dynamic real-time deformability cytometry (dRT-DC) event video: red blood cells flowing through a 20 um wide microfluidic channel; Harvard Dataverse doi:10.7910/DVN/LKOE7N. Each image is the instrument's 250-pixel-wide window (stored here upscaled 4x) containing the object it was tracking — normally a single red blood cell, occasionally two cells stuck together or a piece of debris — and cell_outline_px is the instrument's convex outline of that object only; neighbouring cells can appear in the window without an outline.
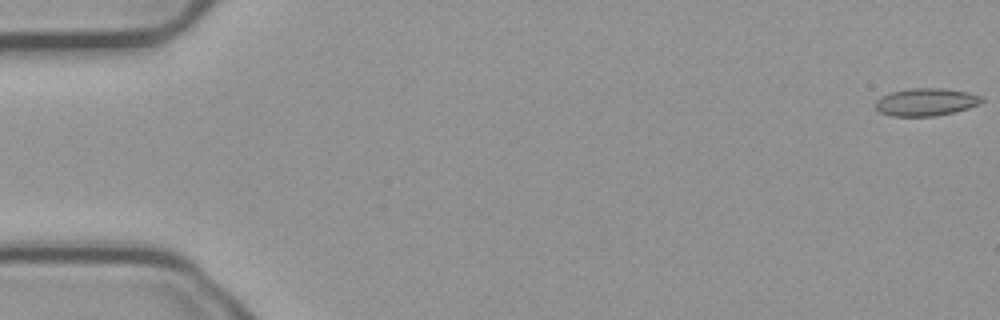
{"species": "common noctule bat (a hibernating species)", "species_latin": "Nyctalus noctula", "temperature_condition": "cold", "stored_images_in_passage": 20, "camera_frame_rate_fps": 3000, "um_per_image_px": 0.085, "animal": {"sex": "male", "body_mass_g": 23.1, "forearm_length_mm": 52.7}, "frame": {"image": 1, "passage_image": 1, "time_ms": 0.0, "image_size_px": [1000, 320], "cell_outline_px": [[984, 100], [980, 104], [956, 112], [936, 116], [892, 116], [880, 112], [872, 104], [880, 96], [892, 92], [912, 88], [944, 88], [968, 92], [984, 96]], "centroid_in_image_um": [78.72, 8.67], "position_along_channel_um": 6.3, "area_um2": 17.4}}
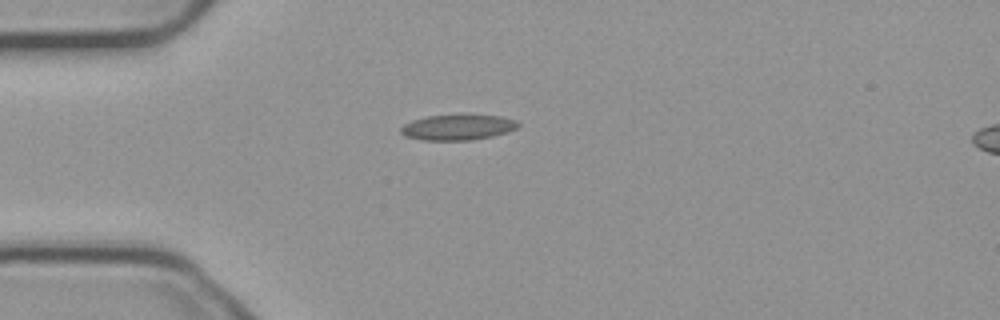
{"frame": {"image": 2, "passage_image": 15, "time_ms": 4.667, "image_size_px": [1000, 320], "cell_outline_px": [[520, 124], [516, 128], [508, 132], [492, 136], [472, 140], [420, 140], [404, 136], [400, 132], [400, 128], [404, 124], [412, 120], [428, 116], [464, 112], [500, 116], [516, 120]], "centroid_in_image_um": [38.91, 10.78], "position_along_channel_um": 46.1, "area_um2": 18.21}}
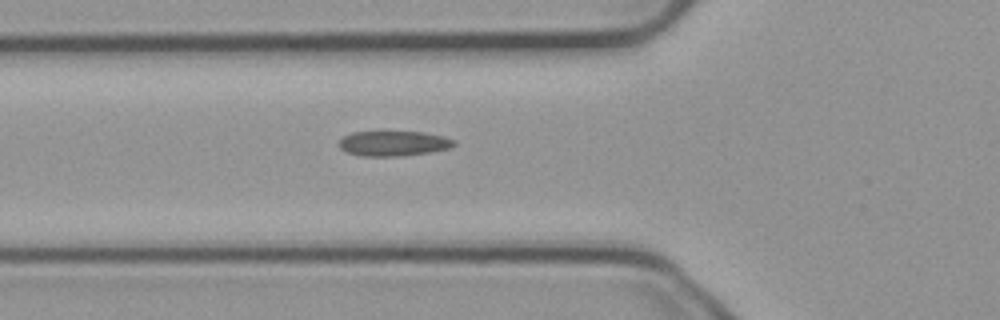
{"frame": {"image": 3, "passage_image": 20, "time_ms": 6.333, "image_size_px": [1000, 320], "cell_outline_px": [[456, 144], [448, 148], [428, 152], [396, 156], [364, 156], [348, 152], [340, 148], [340, 140], [344, 136], [352, 132], [376, 128], [384, 128], [424, 132], [444, 136], [456, 140]], "centroid_in_image_um": [33.42, 12.11], "position_along_channel_um": 92.4, "area_um2": 17.69}}